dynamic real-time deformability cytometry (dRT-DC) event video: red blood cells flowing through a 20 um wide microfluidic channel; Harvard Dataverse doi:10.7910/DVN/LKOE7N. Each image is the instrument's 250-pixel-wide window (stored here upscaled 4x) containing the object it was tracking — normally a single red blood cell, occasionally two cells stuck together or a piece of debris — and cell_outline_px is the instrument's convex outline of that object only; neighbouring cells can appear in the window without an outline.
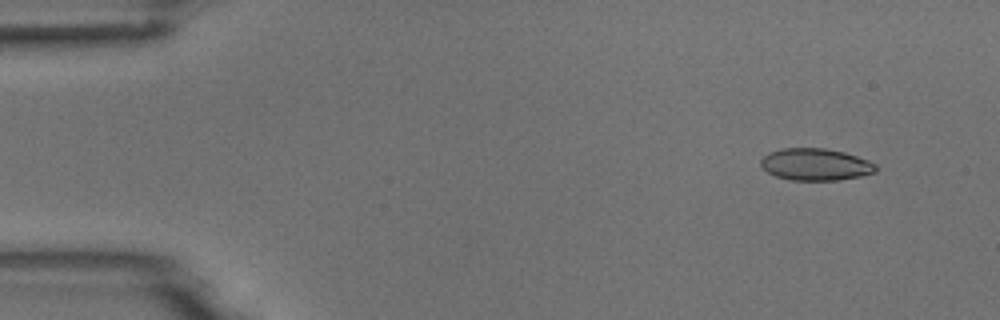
{"species": "common noctule bat (a hibernating species)", "species_latin": "Nyctalus noctula", "temperature_condition": "room temperature", "stored_images_in_passage": 5, "camera_frame_rate_fps": 3000, "um_per_image_px": 0.085, "animal": {"sex": "male", "body_mass_g": 18.8}, "frame": {"image": 1, "passage_image": 2, "time_ms": 1.0, "image_size_px": [1000, 320], "cell_outline_px": [[876, 172], [860, 176], [836, 180], [792, 180], [776, 176], [768, 172], [760, 164], [760, 160], [768, 152], [784, 148], [824, 148], [844, 152], [868, 160], [876, 164]], "centroid_in_image_um": [69.31, 13.97], "position_along_channel_um": 15.7, "area_um2": 21.33}}
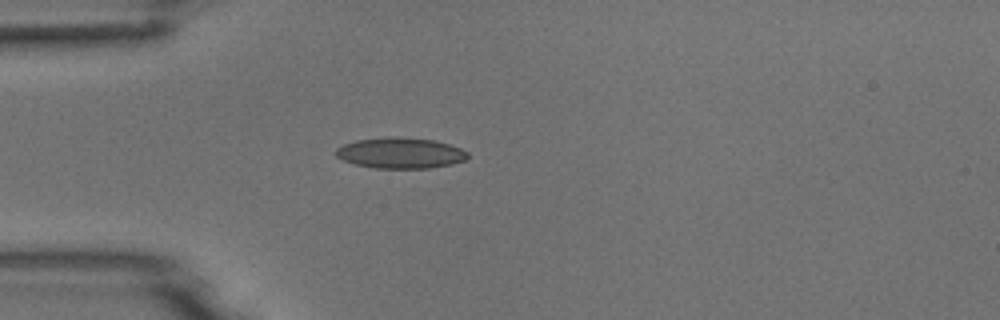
{"frame": {"image": 2, "passage_image": 5, "time_ms": 4.333, "image_size_px": [1000, 320], "cell_outline_px": [[468, 156], [464, 160], [452, 164], [428, 168], [376, 168], [356, 164], [344, 160], [336, 156], [336, 148], [344, 144], [356, 140], [388, 136], [396, 136], [432, 140], [448, 144], [460, 148], [468, 152]], "centroid_in_image_um": [34.02, 13.0], "position_along_channel_um": 51.0, "area_um2": 23.52}}